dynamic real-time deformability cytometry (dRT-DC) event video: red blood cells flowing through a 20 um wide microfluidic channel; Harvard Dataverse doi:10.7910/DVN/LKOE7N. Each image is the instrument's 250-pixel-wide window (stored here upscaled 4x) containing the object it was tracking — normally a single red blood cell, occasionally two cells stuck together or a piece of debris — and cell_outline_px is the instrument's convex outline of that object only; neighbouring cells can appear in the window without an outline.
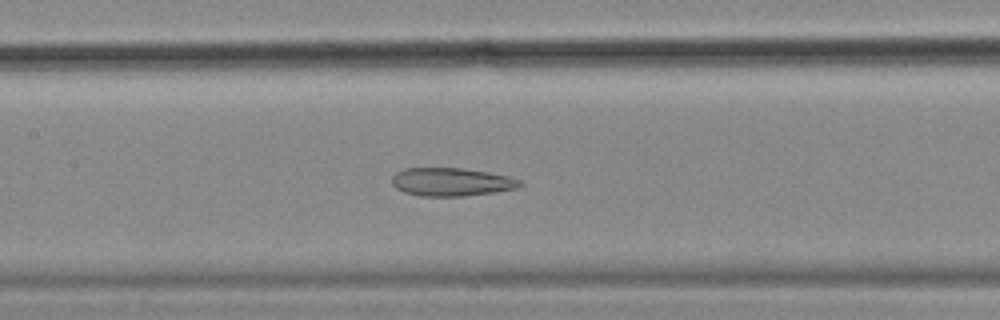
{"species": "common noctule bat (a hibernating species)", "species_latin": "Nyctalus noctula", "temperature_condition": "cold", "stored_images_in_passage": 55, "camera_frame_rate_fps": 3000, "um_per_image_px": 0.085, "animal": {"sex": "female", "body_mass_g": 18.4}, "frame": {"image": 1, "passage_image": 25, "time_ms": 8.0, "image_size_px": [1000, 320], "cell_outline_px": [[524, 184], [516, 188], [496, 192], [464, 196], [420, 196], [404, 192], [396, 188], [392, 184], [392, 176], [400, 168], [460, 168], [488, 172], [508, 176], [520, 180]], "centroid_in_image_um": [38.35, 15.46], "position_along_channel_um": 169.1, "area_um2": 21.15}}
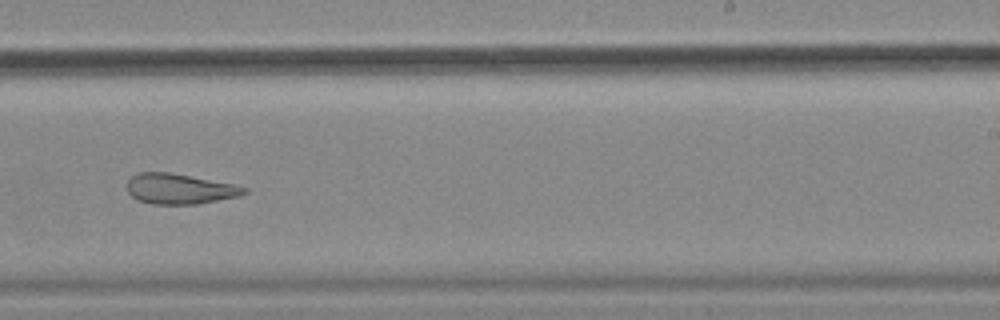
{"frame": {"image": 2, "passage_image": 34, "time_ms": 11.0, "image_size_px": [1000, 320], "cell_outline_px": [[248, 192], [240, 196], [196, 204], [152, 204], [140, 200], [132, 196], [128, 192], [128, 180], [132, 176], [140, 172], [168, 172], [236, 184], [248, 188]], "centroid_in_image_um": [15.31, 16.05], "position_along_channel_um": 273.7, "area_um2": 20.63}}
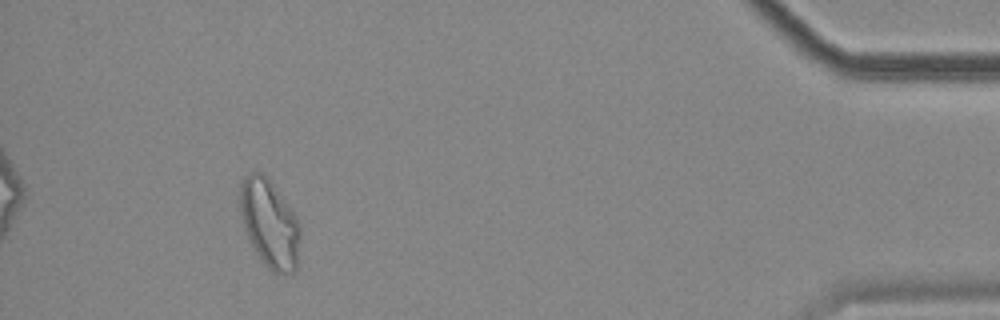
{"frame": {"image": 3, "passage_image": 51, "time_ms": 16.667, "image_size_px": [1000, 320], "cell_outline_px": [[300, 236], [296, 268], [292, 272], [272, 272], [264, 264], [256, 252], [248, 236], [240, 212], [240, 184], [244, 176], [252, 172], [264, 172], [268, 176], [296, 216], [300, 228]], "centroid_in_image_um": [22.91, 18.95], "position_along_channel_um": 412.3, "area_um2": 30.58}, "authors_computed_cell_mechanics": {"area_um2": 27.2238, "velocity_mm_per_s": 3.5145, "shape_relaxation_time_tau1_ms": null, "shape_relaxation_time_tau2_ms": 3.3656, "deformation_change_tau1": null, "deformation_change_tau2": 0.1246}}